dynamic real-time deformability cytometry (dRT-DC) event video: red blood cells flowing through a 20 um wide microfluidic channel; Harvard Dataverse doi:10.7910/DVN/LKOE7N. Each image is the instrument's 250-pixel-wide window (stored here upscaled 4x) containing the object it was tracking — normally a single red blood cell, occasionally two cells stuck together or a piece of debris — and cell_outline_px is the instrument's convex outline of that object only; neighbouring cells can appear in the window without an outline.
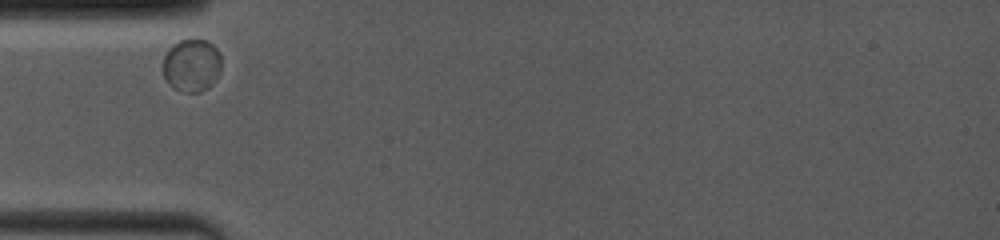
{"species": "common noctule bat (a hibernating species)", "species_latin": "Nyctalus noctula", "temperature_condition": "room temperature", "stored_images_in_passage": 29, "camera_frame_rate_fps": 4000, "um_per_image_px": 0.085, "animal": {"sex": "female", "body_mass_g": 19.0, "forearm_length_mm": 53.3}, "frame": {"image": 1, "passage_image": 1, "time_ms": 0.0, "image_size_px": [1000, 240], "cell_outline_px": [[220, 72], [212, 84], [208, 88], [200, 92], [188, 92], [172, 88], [164, 76], [164, 56], [168, 48], [172, 44], [180, 40], [204, 40], [212, 44], [220, 52]], "centroid_in_image_um": [16.29, 5.55], "position_along_channel_um": 68.7, "area_um2": 17.92}}
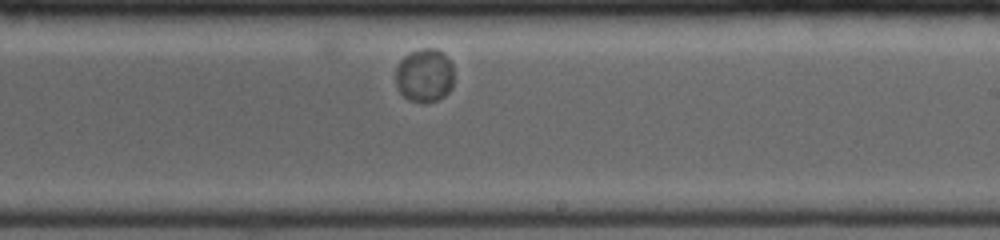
{"frame": {"image": 2, "passage_image": 13, "time_ms": 5.0, "image_size_px": [1000, 240], "cell_outline_px": [[452, 88], [444, 96], [436, 100], [424, 104], [408, 100], [400, 92], [396, 84], [396, 68], [400, 60], [408, 52], [420, 48], [436, 48], [444, 52], [452, 64]], "centroid_in_image_um": [36.07, 6.4], "position_along_channel_um": 252.9, "area_um2": 18.5}}
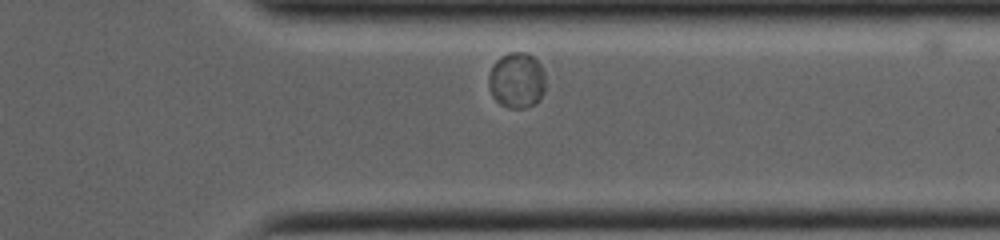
{"frame": {"image": 3, "passage_image": 25, "time_ms": 8.0, "image_size_px": [1000, 240], "cell_outline_px": [[544, 92], [540, 100], [524, 108], [508, 108], [500, 104], [492, 96], [488, 84], [488, 76], [492, 64], [500, 56], [508, 52], [528, 52], [540, 64], [544, 72]], "centroid_in_image_um": [43.9, 6.81], "position_along_channel_um": 367.5, "area_um2": 18.67}}